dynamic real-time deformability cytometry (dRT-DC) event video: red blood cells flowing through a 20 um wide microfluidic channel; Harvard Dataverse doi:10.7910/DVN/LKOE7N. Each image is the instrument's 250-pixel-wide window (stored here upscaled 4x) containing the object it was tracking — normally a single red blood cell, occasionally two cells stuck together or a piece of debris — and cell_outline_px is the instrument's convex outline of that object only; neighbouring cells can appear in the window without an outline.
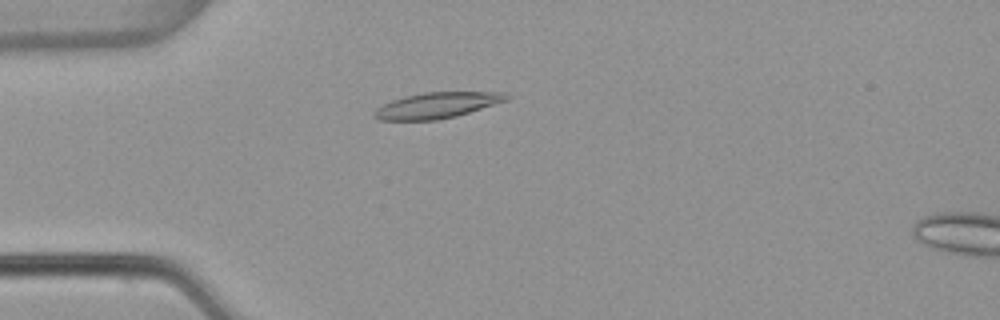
{"species": "common noctule bat (a hibernating species)", "species_latin": "Nyctalus noctula", "temperature_condition": "warm", "stored_images_in_passage": 5, "camera_frame_rate_fps": 3000, "um_per_image_px": 0.085, "animal": {"sex": "female", "body_mass_g": 22.7, "forearm_length_mm": 54.2}, "frame": {"image": 1, "passage_image": 4, "time_ms": 1.0, "image_size_px": [1000, 320], "cell_outline_px": [[512, 96], [508, 100], [456, 116], [436, 120], [380, 120], [372, 116], [372, 112], [376, 108], [392, 100], [404, 96], [424, 92], [504, 92]], "centroid_in_image_um": [37.13, 8.95], "position_along_channel_um": 47.9, "area_um2": 19.94}}